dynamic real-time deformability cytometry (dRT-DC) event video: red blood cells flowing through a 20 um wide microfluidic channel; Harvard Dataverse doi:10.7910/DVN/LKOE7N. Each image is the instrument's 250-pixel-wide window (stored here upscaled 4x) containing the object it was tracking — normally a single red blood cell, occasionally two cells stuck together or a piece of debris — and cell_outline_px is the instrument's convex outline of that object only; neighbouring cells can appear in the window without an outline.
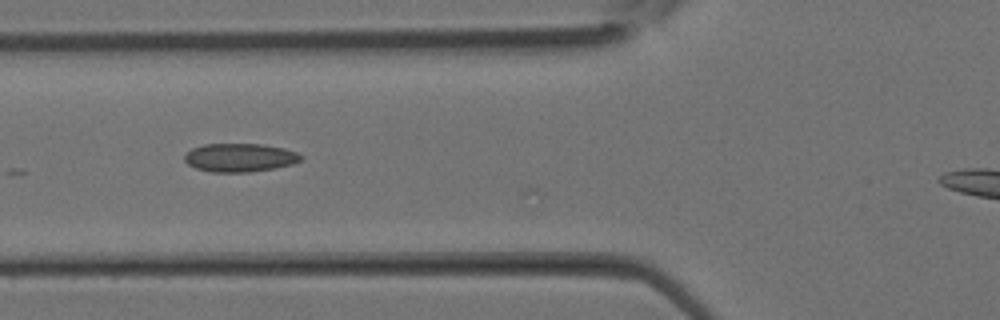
{"species": "Egyptian fruit bat (a non-hibernating species)", "species_latin": "Rousettus aegyptiacus", "temperature_condition": "room temperature", "stored_images_in_passage": 25, "camera_frame_rate_fps": 3000, "um_per_image_px": 0.085, "animal": {"sex": "female"}, "frame": {"image": 1, "passage_image": 7, "time_ms": 2.0, "image_size_px": [1000, 320], "cell_outline_px": [[304, 156], [300, 160], [292, 164], [276, 168], [248, 172], [212, 172], [196, 168], [188, 164], [184, 160], [184, 156], [192, 148], [204, 144], [264, 144], [284, 148], [296, 152]], "centroid_in_image_um": [20.4, 13.39], "position_along_channel_um": 105.4, "area_um2": 19.31}}
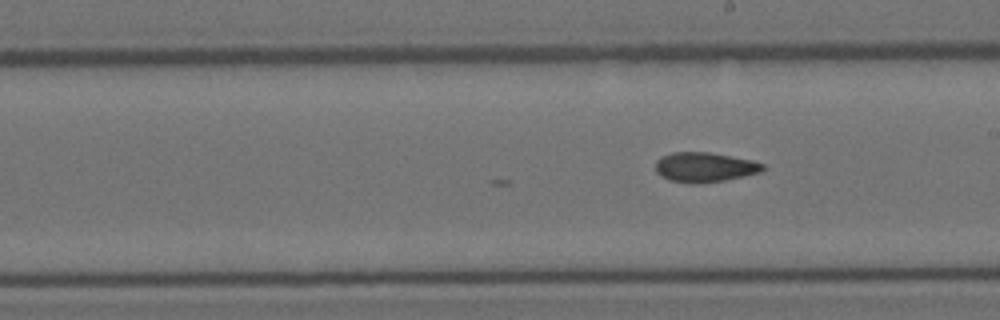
{"frame": {"image": 2, "passage_image": 13, "time_ms": 4.0, "image_size_px": [1000, 320], "cell_outline_px": [[764, 168], [760, 172], [744, 176], [724, 180], [700, 184], [688, 184], [668, 180], [660, 176], [656, 172], [656, 160], [660, 156], [672, 152], [708, 152], [752, 160], [764, 164]], "centroid_in_image_um": [59.84, 14.22], "position_along_channel_um": 229.2, "area_um2": 18.79}}
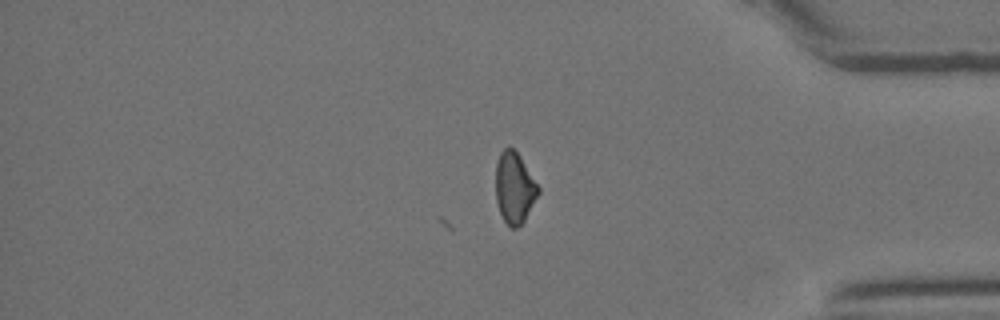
{"frame": {"image": 3, "passage_image": 22, "time_ms": 7.0, "image_size_px": [1000, 320], "cell_outline_px": [[540, 192], [524, 220], [516, 228], [512, 228], [504, 220], [500, 212], [496, 200], [496, 164], [500, 152], [508, 144], [520, 156], [540, 188]], "centroid_in_image_um": [43.72, 15.93], "position_along_channel_um": 391.5, "area_um2": 17.51}}